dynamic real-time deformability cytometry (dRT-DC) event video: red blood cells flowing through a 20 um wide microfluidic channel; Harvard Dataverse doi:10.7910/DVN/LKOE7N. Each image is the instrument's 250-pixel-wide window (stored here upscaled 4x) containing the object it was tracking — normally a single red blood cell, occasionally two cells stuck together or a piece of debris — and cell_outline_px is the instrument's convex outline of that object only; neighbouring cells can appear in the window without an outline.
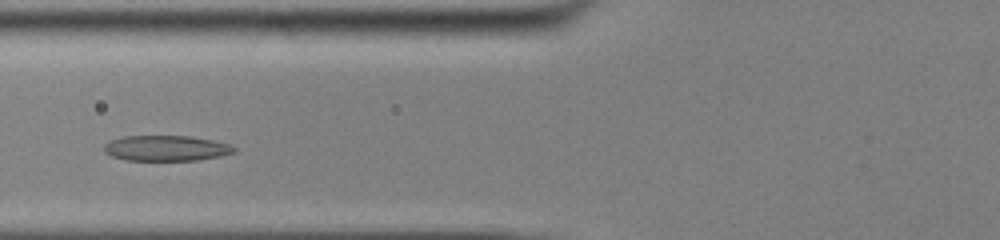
{"species": "common noctule bat (a hibernating species)", "species_latin": "Nyctalus noctula", "temperature_condition": "cold", "stored_images_in_passage": 38, "camera_frame_rate_fps": 3000, "um_per_image_px": 0.085, "animal": {"sex": "male", "body_mass_g": 13.0, "forearm_length_mm": 53.1}, "frame": {"image": 1, "passage_image": 10, "time_ms": 3.0, "image_size_px": [1000, 240], "cell_outline_px": [[236, 152], [220, 156], [196, 160], [124, 160], [112, 156], [104, 152], [104, 144], [108, 140], [120, 136], [188, 136], [212, 140], [228, 144], [236, 148]], "centroid_in_image_um": [14.07, 12.59], "position_along_channel_um": 111.7, "area_um2": 19.36}}
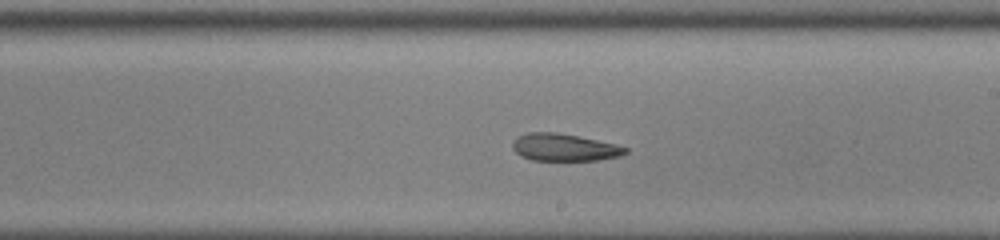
{"frame": {"image": 2, "passage_image": 20, "time_ms": 6.333, "image_size_px": [1000, 240], "cell_outline_px": [[628, 152], [620, 156], [600, 160], [532, 160], [520, 156], [512, 148], [512, 140], [516, 136], [528, 132], [556, 132], [616, 144], [628, 148]], "centroid_in_image_um": [47.93, 12.53], "position_along_channel_um": 241.1, "area_um2": 18.03}}
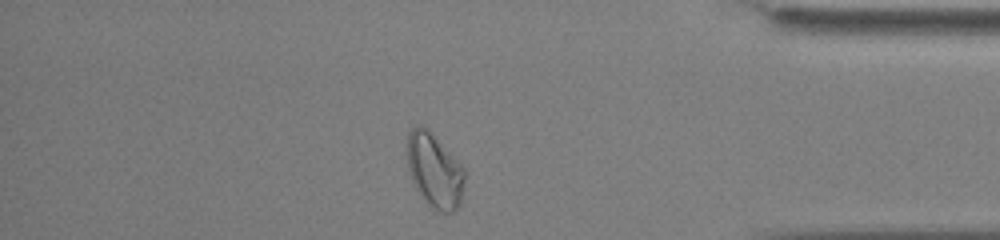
{"frame": {"image": 3, "passage_image": 34, "time_ms": 11.0, "image_size_px": [1000, 240], "cell_outline_px": [[464, 180], [460, 204], [452, 212], [444, 212], [428, 204], [420, 196], [412, 180], [408, 168], [404, 152], [408, 132], [412, 128], [420, 124], [428, 128], [464, 168]], "centroid_in_image_um": [36.88, 14.43], "position_along_channel_um": 398.3, "area_um2": 25.03}, "authors_computed_cell_mechanics": {"area_um2": 19.7098, "velocity_mm_per_s": 3.8828, "shape_relaxation_time_tau1_ms": null, "shape_relaxation_time_tau2_ms": 1.7055, "deformation_change_tau1": null, "deformation_change_tau2": 0.0807}}